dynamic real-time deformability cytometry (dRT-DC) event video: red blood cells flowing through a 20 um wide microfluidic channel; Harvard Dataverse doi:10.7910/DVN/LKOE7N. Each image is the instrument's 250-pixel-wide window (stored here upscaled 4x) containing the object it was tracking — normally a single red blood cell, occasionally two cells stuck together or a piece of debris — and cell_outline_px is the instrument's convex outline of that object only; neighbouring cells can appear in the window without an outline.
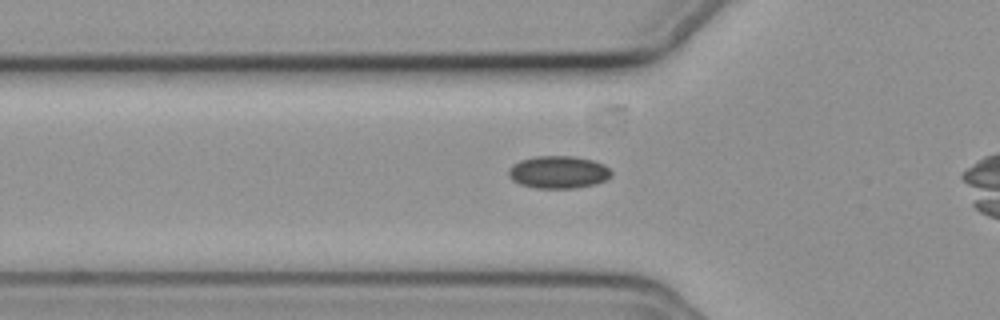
{"species": "common noctule bat (a hibernating species)", "species_latin": "Nyctalus noctula", "temperature_condition": "cold", "stored_images_in_passage": 30, "camera_frame_rate_fps": 3000, "um_per_image_px": 0.085, "animal": {"sex": "female", "body_mass_g": 19.3, "forearm_length_mm": 54.1}, "frame": {"image": 1, "passage_image": 3, "time_ms": 0.667, "image_size_px": [1000, 320], "cell_outline_px": [[612, 176], [596, 184], [572, 188], [536, 188], [520, 184], [512, 180], [508, 176], [508, 168], [512, 164], [520, 160], [536, 156], [572, 156], [592, 160], [604, 164], [612, 172]], "centroid_in_image_um": [47.44, 14.63], "position_along_channel_um": 78.4, "area_um2": 19.54}}
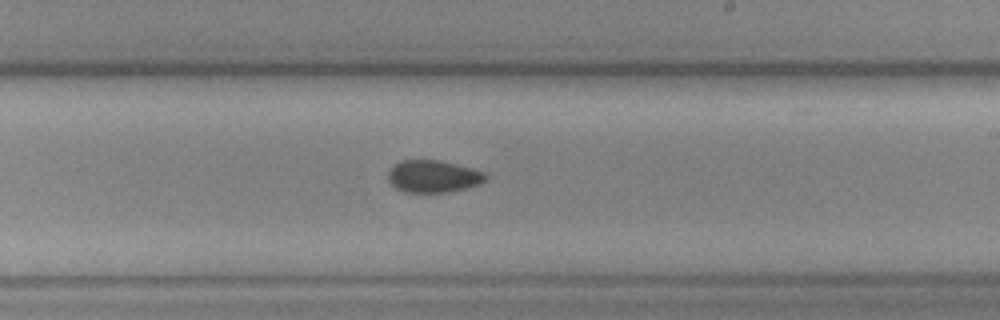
{"frame": {"image": 2, "passage_image": 17, "time_ms": 5.333, "image_size_px": [1000, 320], "cell_outline_px": [[488, 176], [480, 184], [448, 192], [404, 192], [396, 188], [388, 180], [388, 168], [400, 160], [440, 160], [472, 168], [484, 172]], "centroid_in_image_um": [36.79, 14.98], "position_along_channel_um": 252.2, "area_um2": 18.38}}
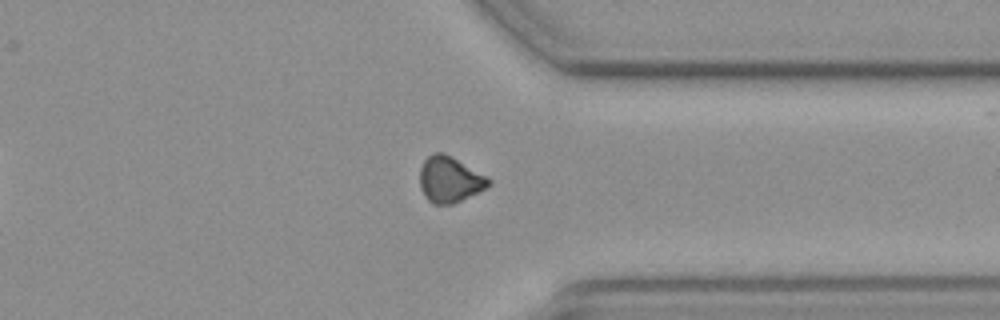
{"frame": {"image": 3, "passage_image": 27, "time_ms": 8.667, "image_size_px": [1000, 320], "cell_outline_px": [[492, 184], [452, 204], [432, 204], [424, 196], [420, 188], [420, 168], [424, 160], [432, 152], [444, 152], [452, 156], [492, 180]], "centroid_in_image_um": [38.18, 15.24], "position_along_channel_um": 373.2, "area_um2": 18.26}}